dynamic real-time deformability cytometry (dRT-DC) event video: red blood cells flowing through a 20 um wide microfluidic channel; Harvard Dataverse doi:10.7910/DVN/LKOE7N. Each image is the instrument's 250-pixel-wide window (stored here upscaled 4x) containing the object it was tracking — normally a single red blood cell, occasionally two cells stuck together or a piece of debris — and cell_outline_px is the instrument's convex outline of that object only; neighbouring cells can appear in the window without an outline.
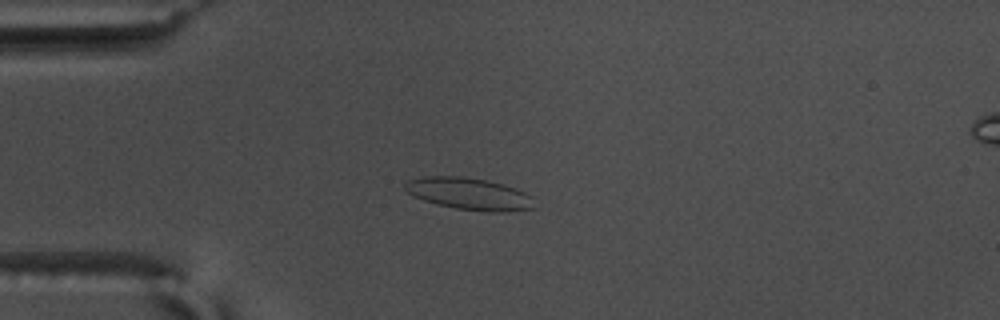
{"species": "common noctule bat (a hibernating species)", "species_latin": "Nyctalus noctula", "temperature_condition": "warm", "stored_images_in_passage": 42, "camera_frame_rate_fps": 3000, "um_per_image_px": 0.085, "animal": {"sex": "male", "body_mass_g": 17.5, "forearm_length_mm": 52.3}, "frame": {"image": 1, "passage_image": 1, "time_ms": 0.0, "image_size_px": [1000, 320], "cell_outline_px": [[536, 208], [504, 212], [488, 212], [456, 208], [436, 204], [412, 196], [404, 188], [404, 184], [408, 180], [424, 176], [464, 176], [504, 184], [516, 188], [532, 196]], "centroid_in_image_um": [39.89, 16.47], "position_along_channel_um": 45.1, "area_um2": 24.28}}
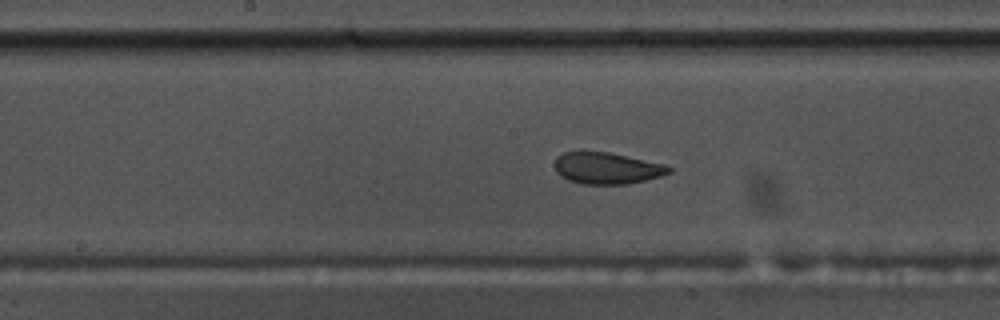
{"frame": {"image": 2, "passage_image": 15, "time_ms": 4.667, "image_size_px": [1000, 320], "cell_outline_px": [[672, 172], [660, 176], [628, 184], [580, 184], [568, 180], [560, 176], [556, 172], [556, 156], [564, 152], [608, 152], [664, 164], [672, 168]], "centroid_in_image_um": [51.58, 14.3], "position_along_channel_um": 196.6, "area_um2": 20.87}}
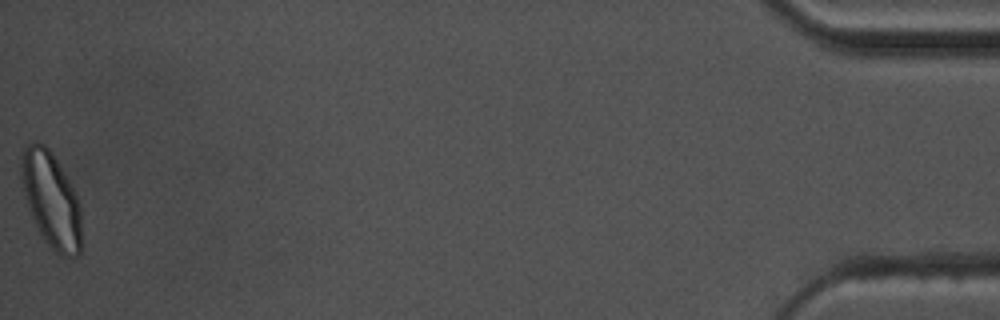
{"frame": {"image": 3, "passage_image": 42, "time_ms": 13.667, "image_size_px": [1000, 320], "cell_outline_px": [[80, 256], [60, 256], [44, 240], [28, 208], [20, 176], [20, 156], [24, 148], [28, 144], [36, 140], [44, 144], [52, 152], [68, 180], [76, 196], [80, 208]], "centroid_in_image_um": [4.32, 16.95], "position_along_channel_um": 430.9, "area_um2": 33.18}, "authors_computed_cell_mechanics": {"area_um2": 21.5305, "velocity_mm_per_s": 3.6884, "shape_relaxation_time_tau1_ms": 5.9953, "shape_relaxation_time_tau2_ms": 1.6331, "deformation_change_tau1": 0.1517, "deformation_change_tau2": 0.0551}}